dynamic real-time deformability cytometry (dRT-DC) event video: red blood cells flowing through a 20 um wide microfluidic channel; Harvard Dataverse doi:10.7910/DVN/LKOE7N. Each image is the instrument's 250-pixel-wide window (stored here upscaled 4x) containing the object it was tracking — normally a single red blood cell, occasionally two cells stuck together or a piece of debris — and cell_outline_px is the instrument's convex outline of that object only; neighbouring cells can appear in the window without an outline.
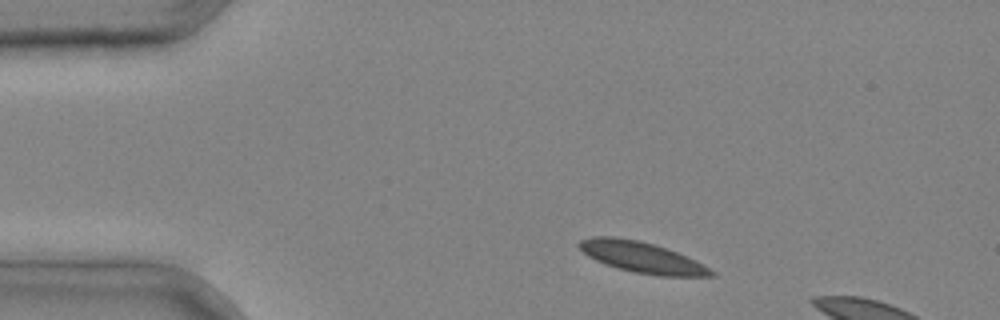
{"species": "common noctule bat (a hibernating species)", "species_latin": "Nyctalus noctula", "temperature_condition": "cold", "stored_images_in_passage": 4, "camera_frame_rate_fps": 3000, "um_per_image_px": 0.085, "animal": {"sex": "male", "body_mass_g": 20.4}, "frame": {"image": 1, "passage_image": 4, "time_ms": 1.0, "image_size_px": [1000, 320], "cell_outline_px": [[716, 276], [660, 276], [636, 272], [616, 268], [604, 264], [588, 256], [576, 244], [580, 240], [592, 236], [616, 236], [640, 240], [676, 252], [696, 260], [704, 264], [716, 272]], "centroid_in_image_um": [54.55, 21.86], "position_along_channel_um": 30.4, "area_um2": 23.81}}